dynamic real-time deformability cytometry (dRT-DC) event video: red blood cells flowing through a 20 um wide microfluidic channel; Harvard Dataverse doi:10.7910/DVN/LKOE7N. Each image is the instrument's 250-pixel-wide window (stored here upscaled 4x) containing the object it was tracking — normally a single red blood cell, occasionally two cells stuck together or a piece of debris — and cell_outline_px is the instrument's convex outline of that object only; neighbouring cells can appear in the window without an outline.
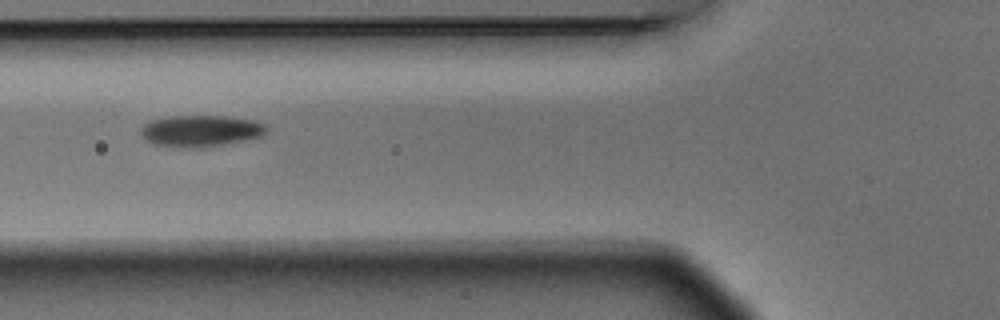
{"species": "Egyptian fruit bat (a non-hibernating species)", "species_latin": "Rousettus aegyptiacus", "temperature_condition": "warm", "stored_images_in_passage": 6, "camera_frame_rate_fps": 3000, "um_per_image_px": 0.085, "animal": {"sex": "male"}, "frame": {"image": 1, "passage_image": 2, "time_ms": 0.333, "image_size_px": [1000, 320], "cell_outline_px": [[268, 132], [264, 136], [224, 144], [196, 148], [188, 148], [156, 144], [148, 140], [140, 132], [140, 128], [144, 124], [152, 120], [172, 116], [224, 116], [252, 120], [264, 124], [268, 128]], "centroid_in_image_um": [17.1, 11.12], "position_along_channel_um": 108.7, "area_um2": 22.83}}
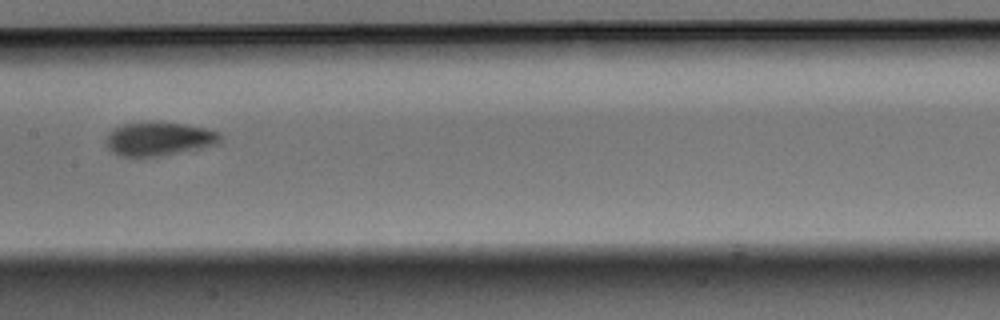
{"frame": {"image": 2, "passage_image": 4, "time_ms": 1.0, "image_size_px": [1000, 320], "cell_outline_px": [[220, 144], [160, 156], [120, 156], [112, 152], [104, 144], [108, 132], [124, 124], [140, 120], [160, 120], [188, 124], [220, 132]], "centroid_in_image_um": [13.49, 11.76], "position_along_channel_um": 193.9, "area_um2": 23.06}}
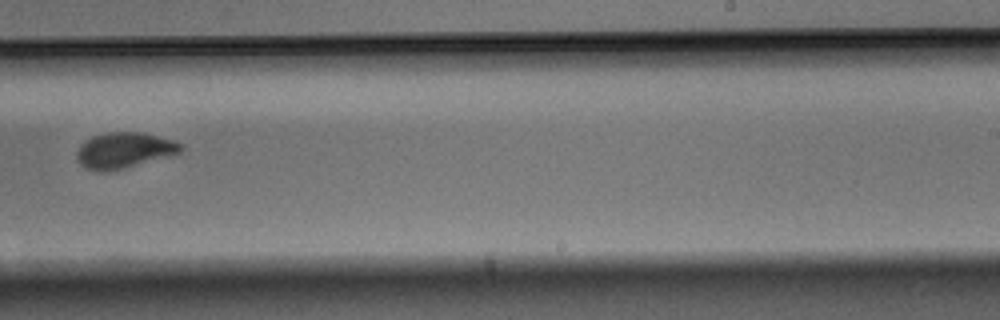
{"frame": {"image": 3, "passage_image": 6, "time_ms": 1.667, "image_size_px": [1000, 320], "cell_outline_px": [[184, 148], [180, 152], [120, 168], [104, 172], [88, 168], [76, 156], [76, 152], [80, 144], [84, 140], [92, 136], [108, 132], [144, 132], [172, 140], [180, 144]], "centroid_in_image_um": [10.52, 12.73], "position_along_channel_um": 278.5, "area_um2": 20.92}}